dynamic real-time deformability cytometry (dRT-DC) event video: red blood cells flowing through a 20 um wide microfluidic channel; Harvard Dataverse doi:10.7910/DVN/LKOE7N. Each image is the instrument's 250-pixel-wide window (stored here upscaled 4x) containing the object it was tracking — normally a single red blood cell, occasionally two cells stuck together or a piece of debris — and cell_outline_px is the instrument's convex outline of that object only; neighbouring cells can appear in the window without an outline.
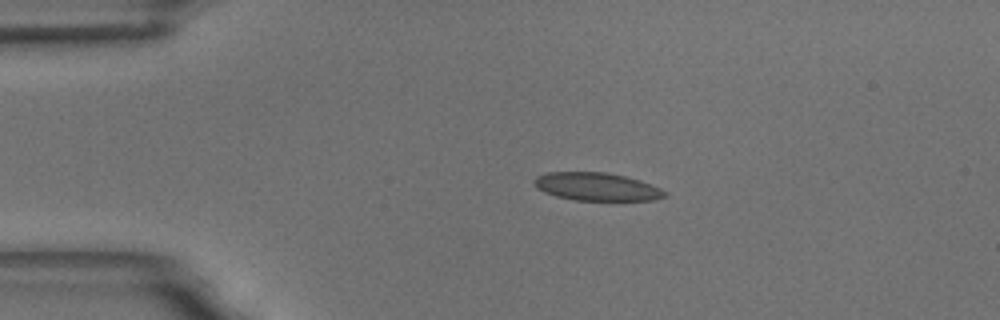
{"species": "common noctule bat (a hibernating species)", "species_latin": "Nyctalus noctula", "temperature_condition": "room temperature", "stored_images_in_passage": 4, "camera_frame_rate_fps": 3000, "um_per_image_px": 0.085, "animal": {"sex": "male", "body_mass_g": 18.8}, "frame": {"image": 1, "passage_image": 2, "time_ms": 2.0, "image_size_px": [1000, 320], "cell_outline_px": [[668, 196], [652, 200], [576, 200], [556, 196], [544, 192], [536, 188], [532, 180], [536, 176], [548, 172], [604, 172], [624, 176], [640, 180], [660, 188], [668, 192]], "centroid_in_image_um": [50.71, 15.87], "position_along_channel_um": 34.3, "area_um2": 21.33}}
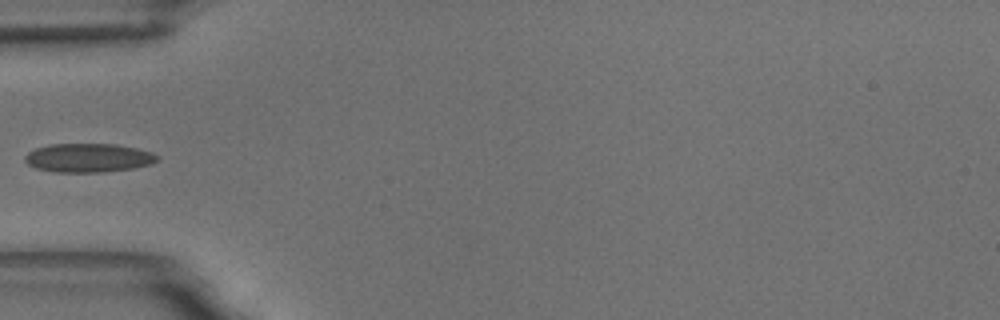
{"frame": {"image": 2, "passage_image": 4, "time_ms": 4.333, "image_size_px": [1000, 320], "cell_outline_px": [[160, 160], [152, 164], [132, 168], [104, 172], [56, 172], [36, 168], [28, 164], [24, 160], [24, 156], [28, 152], [36, 148], [48, 144], [116, 144], [136, 148], [152, 152], [160, 156]], "centroid_in_image_um": [7.53, 13.41], "position_along_channel_um": 77.5, "area_um2": 22.37}}